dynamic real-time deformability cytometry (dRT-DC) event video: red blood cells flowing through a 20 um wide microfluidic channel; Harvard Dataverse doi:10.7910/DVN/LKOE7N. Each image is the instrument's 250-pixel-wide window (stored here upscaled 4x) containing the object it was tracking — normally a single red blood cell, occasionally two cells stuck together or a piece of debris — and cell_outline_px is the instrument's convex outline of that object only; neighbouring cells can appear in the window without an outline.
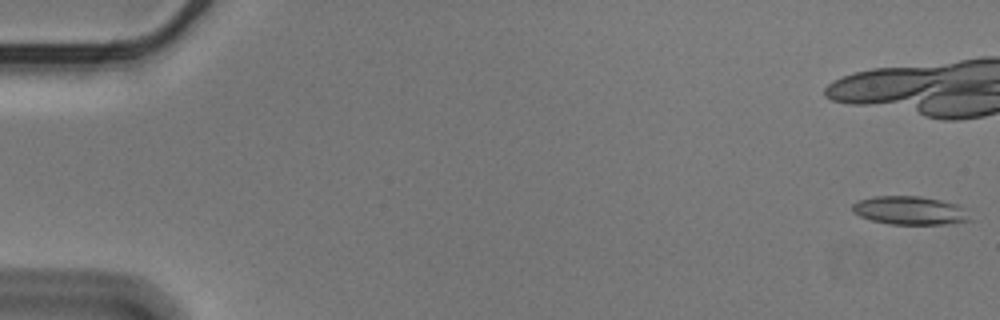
{"species": "Egyptian fruit bat (a non-hibernating species)", "species_latin": "Rousettus aegyptiacus", "temperature_condition": "cold", "stored_images_in_passage": 24, "camera_frame_rate_fps": 3000, "um_per_image_px": 0.085, "animal": {"sex": "male"}, "frame": {"image": 1, "passage_image": 1, "time_ms": 0.0, "image_size_px": [1000, 320], "cell_outline_px": [[972, 220], [952, 224], [888, 224], [872, 220], [860, 216], [852, 212], [852, 204], [860, 200], [876, 196], [920, 196], [940, 200], [956, 204]], "centroid_in_image_um": [77.3, 17.9], "position_along_channel_um": 7.7, "area_um2": 19.25}}